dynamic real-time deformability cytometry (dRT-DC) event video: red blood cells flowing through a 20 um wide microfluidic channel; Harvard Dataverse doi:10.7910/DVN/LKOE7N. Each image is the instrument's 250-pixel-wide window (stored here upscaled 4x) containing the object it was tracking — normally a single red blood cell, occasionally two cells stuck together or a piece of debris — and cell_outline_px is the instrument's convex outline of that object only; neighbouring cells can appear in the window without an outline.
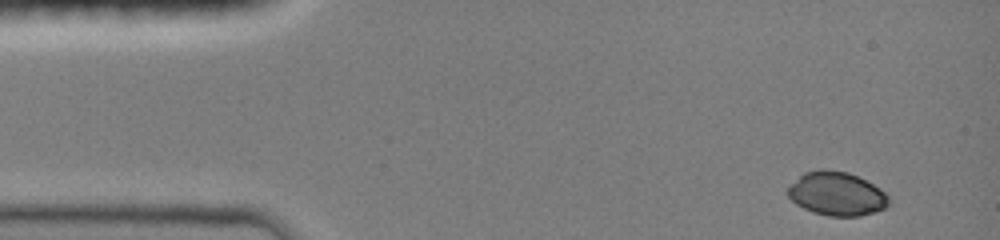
{"species": "common noctule bat (a hibernating species)", "species_latin": "Nyctalus noctula", "temperature_condition": "room temperature", "stored_images_in_passage": 4, "camera_frame_rate_fps": 3000, "um_per_image_px": 0.085, "animal": {"sex": "female", "body_mass_g": 19.0, "forearm_length_mm": 51.5}, "frame": {"image": 1, "passage_image": 1, "time_ms": 0.0, "image_size_px": [1000, 240], "cell_outline_px": [[888, 204], [884, 208], [860, 216], [828, 216], [812, 212], [796, 204], [784, 192], [804, 172], [824, 168], [848, 172], [880, 188], [888, 196]], "centroid_in_image_um": [71.08, 16.47], "position_along_channel_um": 13.9, "area_um2": 25.55}}
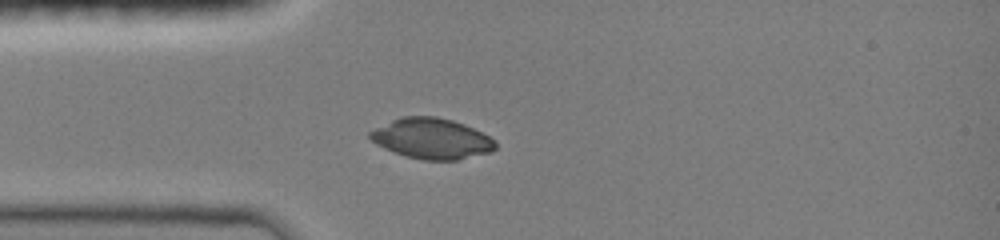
{"frame": {"image": 2, "passage_image": 4, "time_ms": 3.0, "image_size_px": [1000, 240], "cell_outline_px": [[496, 148], [492, 152], [456, 160], [424, 160], [404, 156], [384, 148], [376, 144], [368, 136], [368, 132], [400, 116], [436, 116], [452, 120], [464, 124], [496, 140]], "centroid_in_image_um": [36.69, 11.78], "position_along_channel_um": 48.3, "area_um2": 29.65}}